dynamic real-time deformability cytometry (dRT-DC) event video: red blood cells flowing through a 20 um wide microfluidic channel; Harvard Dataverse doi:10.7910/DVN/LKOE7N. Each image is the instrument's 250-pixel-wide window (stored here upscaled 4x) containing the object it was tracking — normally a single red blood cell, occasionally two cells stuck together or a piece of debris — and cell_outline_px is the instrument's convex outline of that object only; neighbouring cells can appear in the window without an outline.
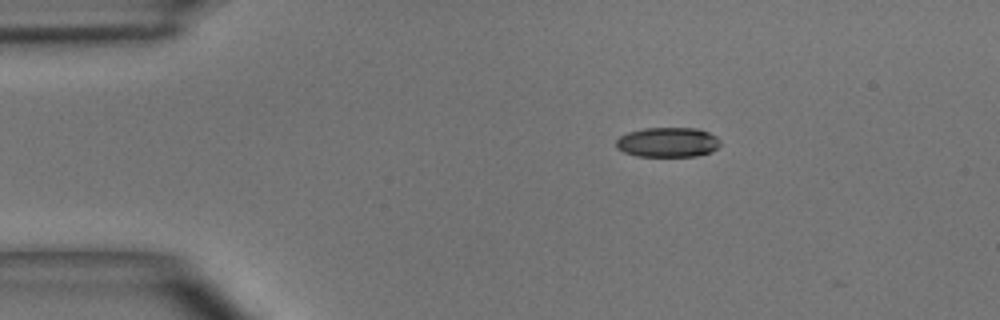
{"species": "common noctule bat (a hibernating species)", "species_latin": "Nyctalus noctula", "temperature_condition": "room temperature", "stored_images_in_passage": 2, "camera_frame_rate_fps": 3000, "um_per_image_px": 0.085, "animal": {"sex": "male", "body_mass_g": 15.6}, "frame": {"image": 1, "passage_image": 1, "time_ms": 0.0, "image_size_px": [1000, 320], "cell_outline_px": [[720, 144], [712, 152], [696, 156], [636, 156], [624, 152], [616, 148], [616, 140], [620, 136], [628, 132], [644, 128], [696, 128], [708, 132], [716, 136], [720, 140]], "centroid_in_image_um": [56.75, 12.09], "position_along_channel_um": 28.2, "area_um2": 18.15}}